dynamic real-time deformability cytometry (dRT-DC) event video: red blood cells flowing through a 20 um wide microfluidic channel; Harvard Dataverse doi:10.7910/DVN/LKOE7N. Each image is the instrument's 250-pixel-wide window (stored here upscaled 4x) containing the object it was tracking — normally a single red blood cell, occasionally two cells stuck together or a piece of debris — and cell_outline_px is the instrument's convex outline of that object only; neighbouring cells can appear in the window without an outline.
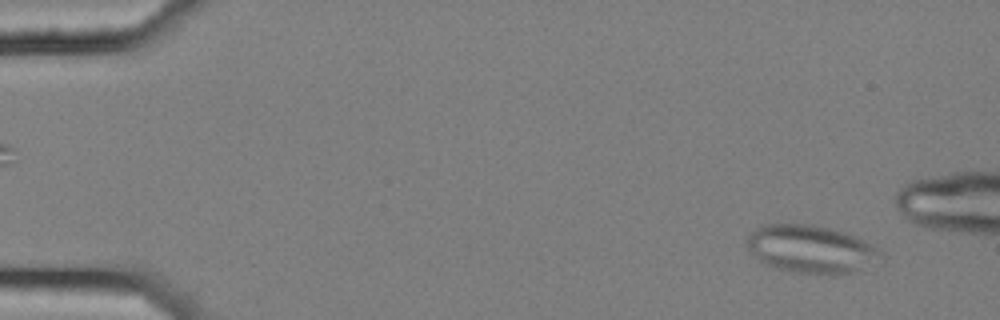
{"species": "common noctule bat (a hibernating species)", "species_latin": "Nyctalus noctula", "temperature_condition": "cold", "stored_images_in_passage": 15, "camera_frame_rate_fps": 3000, "um_per_image_px": 0.085, "animal": {"sex": "female", "body_mass_g": 25.1}, "frame": {"image": 1, "passage_image": 1, "time_ms": 0.0, "image_size_px": [1000, 320], "cell_outline_px": [[884, 256], [856, 272], [836, 276], [832, 276], [788, 272], [772, 268], [760, 260], [748, 248], [748, 236], [756, 228], [764, 224], [812, 224], [844, 232], [856, 236], [880, 248]], "centroid_in_image_um": [68.97, 21.21], "position_along_channel_um": 16.0, "area_um2": 37.8}}
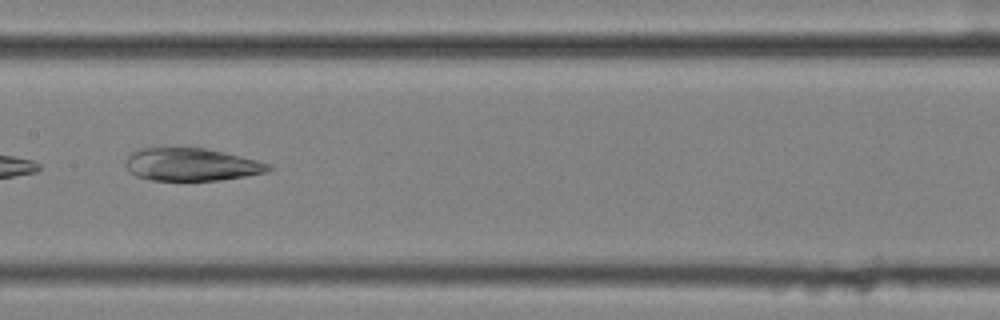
{"frame": {"image": 2, "passage_image": 9, "time_ms": 2.667, "image_size_px": [1000, 320], "cell_outline_px": [[272, 168], [268, 172], [220, 180], [148, 180], [136, 176], [124, 164], [128, 156], [132, 152], [140, 148], [204, 148], [224, 152], [256, 160], [268, 164]], "centroid_in_image_um": [16.25, 13.99], "position_along_channel_um": 191.2, "area_um2": 26.99}}
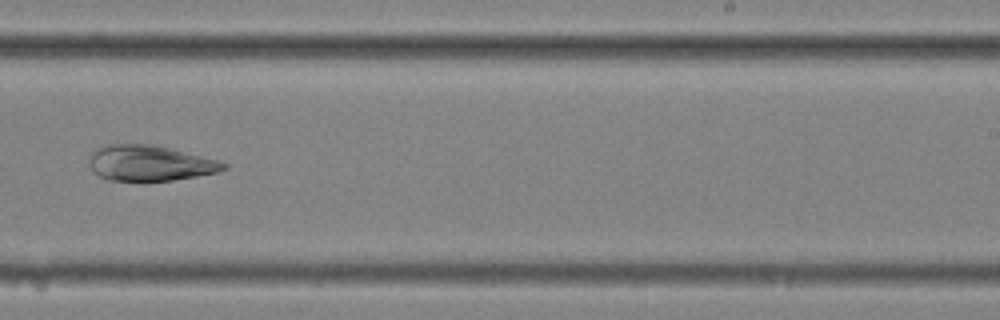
{"frame": {"image": 3, "passage_image": 11, "time_ms": 3.333, "image_size_px": [1000, 320], "cell_outline_px": [[228, 168], [216, 172], [196, 176], [172, 180], [144, 184], [108, 180], [92, 172], [88, 164], [88, 160], [92, 152], [104, 144], [152, 144], [216, 160], [228, 164]], "centroid_in_image_um": [12.64, 13.91], "position_along_channel_um": 276.4, "area_um2": 28.5}}